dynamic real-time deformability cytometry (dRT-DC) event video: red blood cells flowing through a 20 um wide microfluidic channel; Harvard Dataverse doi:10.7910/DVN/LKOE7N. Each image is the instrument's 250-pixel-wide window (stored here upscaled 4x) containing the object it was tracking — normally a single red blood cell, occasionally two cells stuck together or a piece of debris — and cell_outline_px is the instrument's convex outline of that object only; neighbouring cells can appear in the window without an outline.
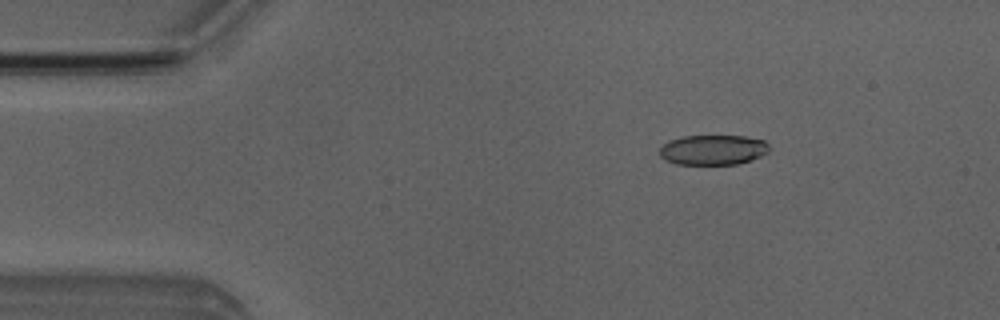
{"species": "Egyptian fruit bat (a non-hibernating species)", "species_latin": "Rousettus aegyptiacus", "temperature_condition": "room temperature", "stored_images_in_passage": 4, "camera_frame_rate_fps": 3000, "um_per_image_px": 0.085, "animal": {"sex": "male"}, "frame": {"image": 1, "passage_image": 2, "time_ms": 2.0, "image_size_px": [1000, 320], "cell_outline_px": [[768, 152], [752, 160], [740, 164], [676, 164], [664, 160], [660, 156], [660, 148], [668, 140], [680, 136], [744, 136], [764, 140], [768, 144]], "centroid_in_image_um": [60.59, 12.74], "position_along_channel_um": 24.4, "area_um2": 19.31}}